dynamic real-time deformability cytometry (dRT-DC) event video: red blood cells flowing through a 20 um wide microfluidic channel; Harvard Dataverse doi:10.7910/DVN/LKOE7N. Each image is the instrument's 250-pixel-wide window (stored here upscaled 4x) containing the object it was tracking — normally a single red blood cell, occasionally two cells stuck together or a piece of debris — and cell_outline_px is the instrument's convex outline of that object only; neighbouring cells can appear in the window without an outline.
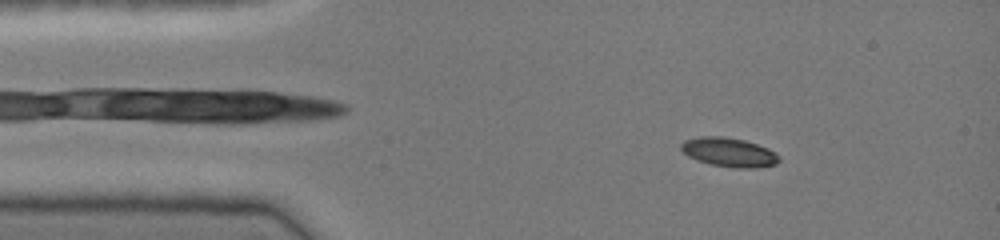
{"species": "common noctule bat (a hibernating species)", "species_latin": "Nyctalus noctula", "temperature_condition": "cold", "stored_images_in_passage": 45, "camera_frame_rate_fps": 3000, "um_per_image_px": 0.085, "animal": {"sex": "female", "body_mass_g": 19.0, "forearm_length_mm": 51.5}, "frame": {"image": 1, "passage_image": 6, "time_ms": 1.667, "image_size_px": [1000, 240], "cell_outline_px": [[780, 160], [776, 164], [756, 168], [736, 168], [712, 164], [696, 160], [688, 156], [680, 148], [680, 144], [684, 140], [700, 136], [724, 136], [744, 140], [768, 148], [780, 156]], "centroid_in_image_um": [61.96, 12.93], "position_along_channel_um": 23.0, "area_um2": 16.65}}
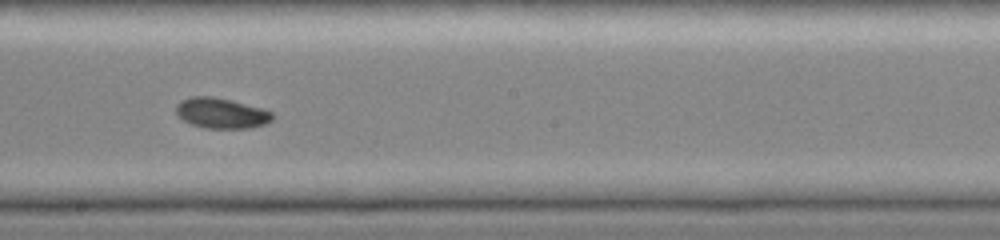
{"frame": {"image": 2, "passage_image": 25, "time_ms": 8.0, "image_size_px": [1000, 240], "cell_outline_px": [[276, 116], [272, 120], [264, 124], [248, 128], [204, 128], [192, 124], [184, 120], [176, 112], [176, 104], [180, 100], [192, 96], [212, 96], [232, 100], [264, 108], [272, 112]], "centroid_in_image_um": [18.84, 9.6], "position_along_channel_um": 229.4, "area_um2": 17.22}}
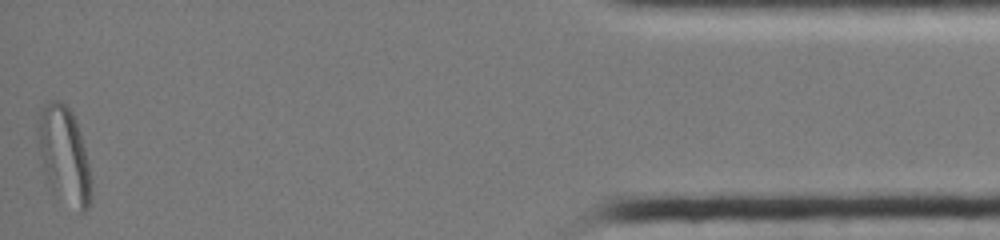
{"frame": {"image": 3, "passage_image": 45, "time_ms": 14.667, "image_size_px": [1000, 240], "cell_outline_px": [[92, 188], [88, 208], [84, 212], [80, 212], [52, 188], [48, 180], [40, 156], [36, 140], [36, 124], [44, 108], [52, 100], [60, 100], [72, 112], [76, 120], [80, 132], [88, 164]], "centroid_in_image_um": [5.44, 13.15], "position_along_channel_um": 429.8, "area_um2": 29.36}, "authors_computed_cell_mechanics": {"area_um2": 16.762, "velocity_mm_per_s": 4.1429, "shape_relaxation_time_tau1_ms": 2.5652, "shape_relaxation_time_tau2_ms": null, "deformation_change_tau1": 0.1032, "deformation_change_tau2": null}}